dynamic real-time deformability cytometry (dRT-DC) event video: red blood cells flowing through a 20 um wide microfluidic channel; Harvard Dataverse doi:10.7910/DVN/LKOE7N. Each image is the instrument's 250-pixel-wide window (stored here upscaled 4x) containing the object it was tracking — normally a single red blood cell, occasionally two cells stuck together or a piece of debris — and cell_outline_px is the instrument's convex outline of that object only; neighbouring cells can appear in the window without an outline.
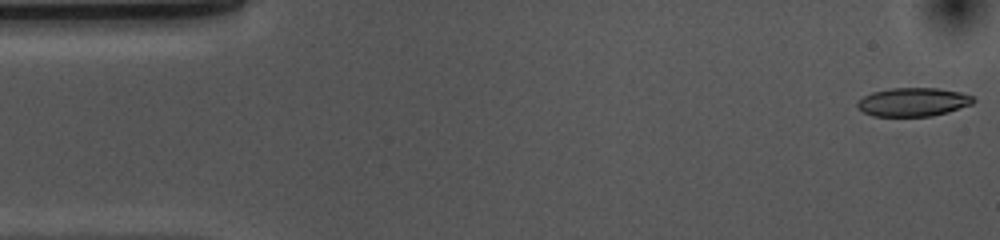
{"species": "common noctule bat (a hibernating species)", "species_latin": "Nyctalus noctula", "temperature_condition": "cold", "stored_images_in_passage": 53, "camera_frame_rate_fps": 3000, "um_per_image_px": 0.085, "animal": {"sex": "female", "body_mass_g": 10.0, "forearm_length_mm": 53.1}, "frame": {"image": 1, "passage_image": 1, "time_ms": 0.0, "image_size_px": [1000, 240], "cell_outline_px": [[976, 100], [972, 104], [948, 112], [932, 116], [872, 116], [864, 112], [856, 104], [864, 96], [872, 92], [888, 88], [936, 88], [960, 92], [972, 96]], "centroid_in_image_um": [77.63, 8.67], "position_along_channel_um": 7.4, "area_um2": 19.25}}
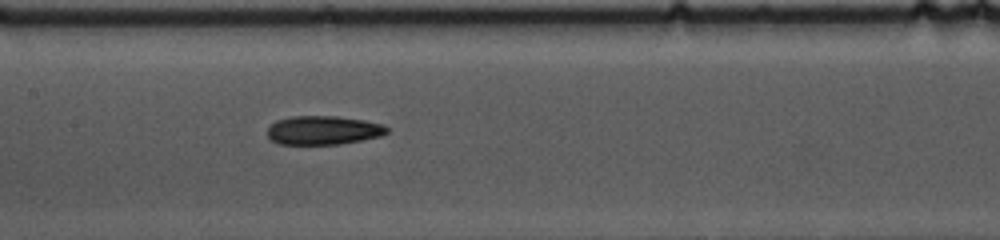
{"frame": {"image": 2, "passage_image": 24, "time_ms": 7.667, "image_size_px": [1000, 240], "cell_outline_px": [[388, 132], [380, 136], [340, 144], [280, 144], [272, 140], [268, 136], [268, 128], [276, 120], [292, 116], [336, 116], [364, 120], [384, 124], [388, 128]], "centroid_in_image_um": [27.49, 11.06], "position_along_channel_um": 179.9, "area_um2": 20.0}}
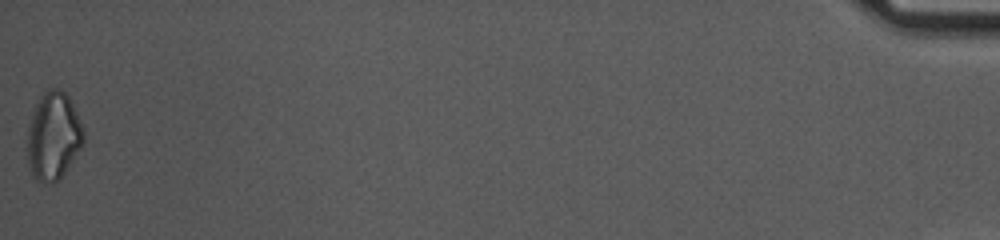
{"frame": {"image": 3, "passage_image": 53, "time_ms": 17.333, "image_size_px": [1000, 240], "cell_outline_px": [[84, 144], [60, 180], [52, 184], [36, 180], [32, 176], [28, 168], [24, 152], [28, 128], [32, 112], [40, 96], [48, 88], [60, 88], [68, 96], [80, 120], [84, 132]], "centroid_in_image_um": [4.5, 11.62], "position_along_channel_um": 430.7, "area_um2": 29.59}, "authors_computed_cell_mechanics": {"area_um2": 20.23, "velocity_mm_per_s": 3.6862, "shape_relaxation_time_tau1_ms": 7.6772, "shape_relaxation_time_tau2_ms": null, "deformation_change_tau1": 0.1535, "deformation_change_tau2": null}}